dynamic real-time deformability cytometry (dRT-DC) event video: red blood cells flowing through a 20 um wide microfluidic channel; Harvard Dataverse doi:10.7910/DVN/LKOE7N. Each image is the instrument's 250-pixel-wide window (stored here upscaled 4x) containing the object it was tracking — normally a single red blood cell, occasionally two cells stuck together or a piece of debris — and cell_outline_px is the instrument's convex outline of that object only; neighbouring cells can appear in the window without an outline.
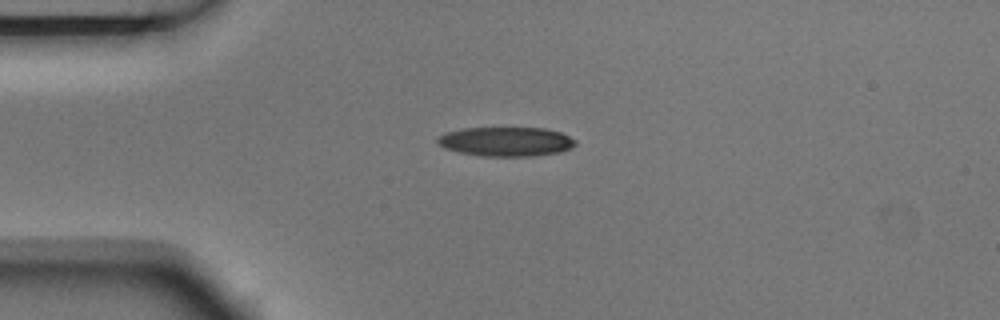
{"species": "Egyptian fruit bat (a non-hibernating species)", "species_latin": "Rousettus aegyptiacus", "temperature_condition": "room temperature", "stored_images_in_passage": 4, "camera_frame_rate_fps": 3000, "um_per_image_px": 0.085, "animal": {"sex": "male"}, "frame": {"image": 1, "passage_image": 3, "time_ms": 0.667, "image_size_px": [1000, 320], "cell_outline_px": [[576, 144], [572, 148], [560, 152], [536, 156], [484, 156], [460, 152], [444, 148], [436, 140], [436, 136], [444, 132], [460, 128], [544, 128], [560, 132], [576, 140]], "centroid_in_image_um": [43.0, 12.03], "position_along_channel_um": 42.0, "area_um2": 23.7}}